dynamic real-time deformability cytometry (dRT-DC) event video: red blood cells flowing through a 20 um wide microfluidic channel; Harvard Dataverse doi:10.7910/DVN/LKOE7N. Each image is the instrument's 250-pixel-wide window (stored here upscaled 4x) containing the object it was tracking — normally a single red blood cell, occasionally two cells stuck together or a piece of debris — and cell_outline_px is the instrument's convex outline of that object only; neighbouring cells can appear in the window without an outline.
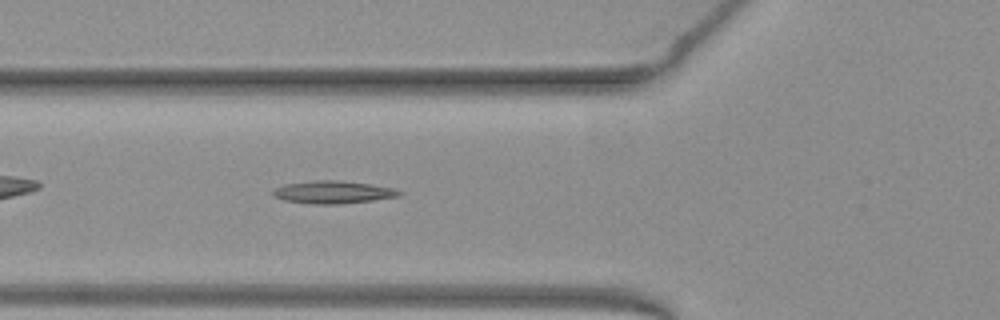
{"species": "common noctule bat (a hibernating species)", "species_latin": "Nyctalus noctula", "temperature_condition": "warm", "stored_images_in_passage": 40, "camera_frame_rate_fps": 3000, "um_per_image_px": 0.085, "animal": {"sex": "female", "body_mass_g": 19.3, "forearm_length_mm": 54.1}, "frame": {"image": 1, "passage_image": 6, "time_ms": 1.667, "image_size_px": [1000, 320], "cell_outline_px": [[404, 192], [400, 196], [372, 200], [340, 204], [312, 204], [284, 200], [272, 196], [272, 188], [284, 184], [312, 180], [340, 180], [368, 184], [392, 188]], "centroid_in_image_um": [28.24, 16.33], "position_along_channel_um": 97.6, "area_um2": 16.76}}
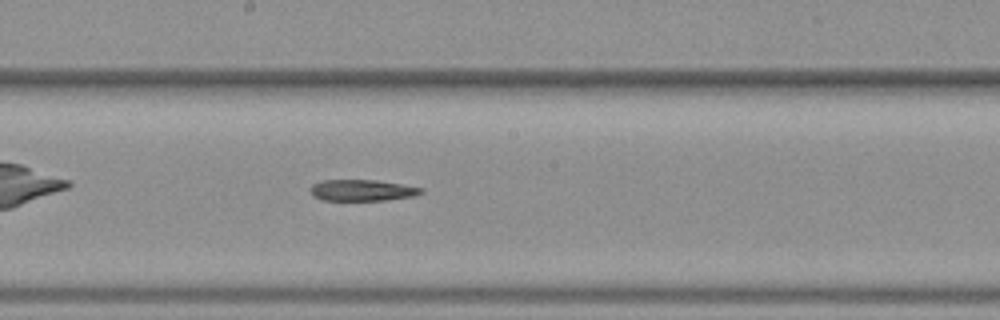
{"frame": {"image": 2, "passage_image": 15, "time_ms": 4.667, "image_size_px": [1000, 320], "cell_outline_px": [[424, 192], [412, 196], [384, 200], [320, 200], [312, 196], [308, 188], [312, 184], [320, 180], [376, 180], [424, 188]], "centroid_in_image_um": [30.7, 16.17], "position_along_channel_um": 217.5, "area_um2": 13.81}}
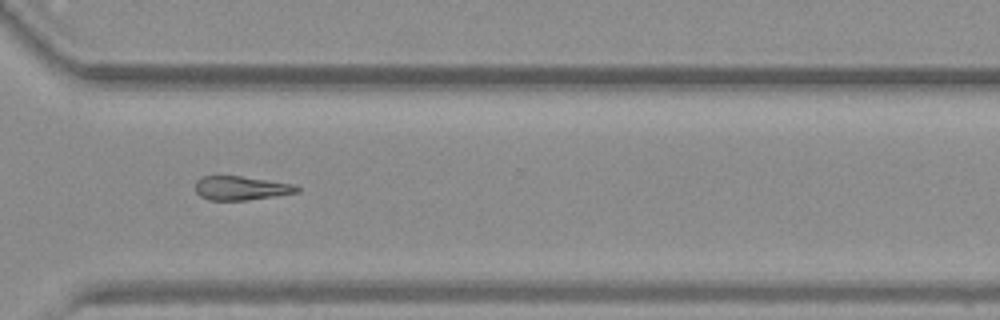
{"frame": {"image": 3, "passage_image": 25, "time_ms": 8.0, "image_size_px": [1000, 320], "cell_outline_px": [[300, 192], [248, 200], [208, 200], [200, 196], [196, 192], [196, 180], [200, 176], [240, 176], [296, 184], [300, 188]], "centroid_in_image_um": [20.5, 15.99], "position_along_channel_um": 350.1, "area_um2": 14.28}}